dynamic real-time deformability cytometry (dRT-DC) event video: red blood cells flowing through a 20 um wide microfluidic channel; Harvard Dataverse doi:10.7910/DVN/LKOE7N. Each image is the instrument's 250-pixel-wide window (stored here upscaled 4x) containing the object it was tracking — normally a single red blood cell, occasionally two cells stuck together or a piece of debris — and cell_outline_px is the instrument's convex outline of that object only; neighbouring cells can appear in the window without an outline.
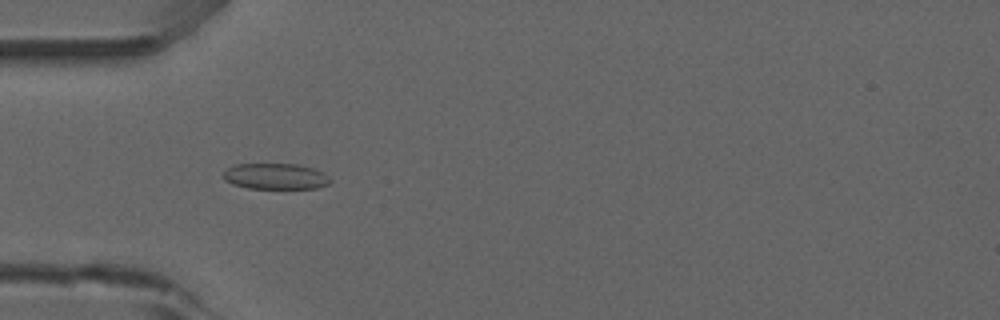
{"species": "common noctule bat (a hibernating species)", "species_latin": "Nyctalus noctula", "temperature_condition": "room temperature", "stored_images_in_passage": 52, "camera_frame_rate_fps": 3000, "um_per_image_px": 0.085, "animal": {"sex": "male", "forearm_length_mm": 52.5}, "frame": {"image": 1, "passage_image": 16, "time_ms": 5.0, "image_size_px": [1000, 320], "cell_outline_px": [[332, 180], [328, 184], [316, 188], [248, 188], [232, 184], [224, 180], [224, 172], [228, 168], [236, 164], [296, 164], [312, 168], [324, 172]], "centroid_in_image_um": [23.43, 14.99], "position_along_channel_um": 61.6, "area_um2": 16.07}}
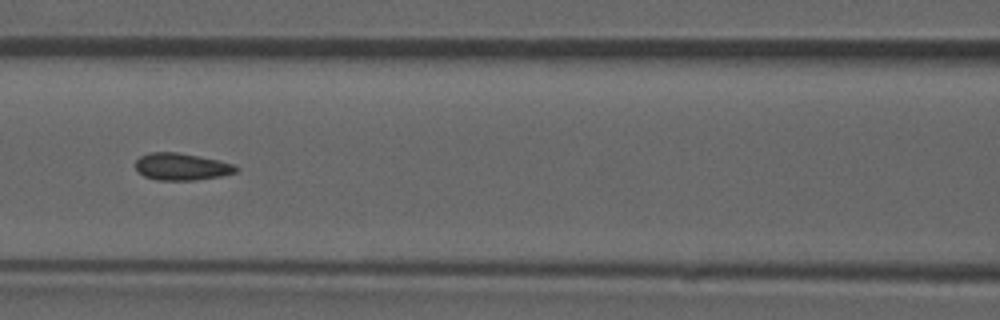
{"frame": {"image": 2, "passage_image": 23, "time_ms": 7.333, "image_size_px": [1000, 320], "cell_outline_px": [[240, 168], [236, 172], [220, 176], [196, 180], [156, 180], [144, 176], [136, 168], [136, 160], [140, 156], [148, 152], [176, 152], [200, 156], [236, 164]], "centroid_in_image_um": [15.46, 14.16], "position_along_channel_um": 151.1, "area_um2": 15.95}, "authors_computed_cell_mechanics": {"area_um2": 15.9528, "velocity_mm_per_s": 3.9052, "shape_relaxation_time_tau1_ms": null, "shape_relaxation_time_tau2_ms": 1.3579, "deformation_change_tau1": null, "deformation_change_tau2": 0.0767}}